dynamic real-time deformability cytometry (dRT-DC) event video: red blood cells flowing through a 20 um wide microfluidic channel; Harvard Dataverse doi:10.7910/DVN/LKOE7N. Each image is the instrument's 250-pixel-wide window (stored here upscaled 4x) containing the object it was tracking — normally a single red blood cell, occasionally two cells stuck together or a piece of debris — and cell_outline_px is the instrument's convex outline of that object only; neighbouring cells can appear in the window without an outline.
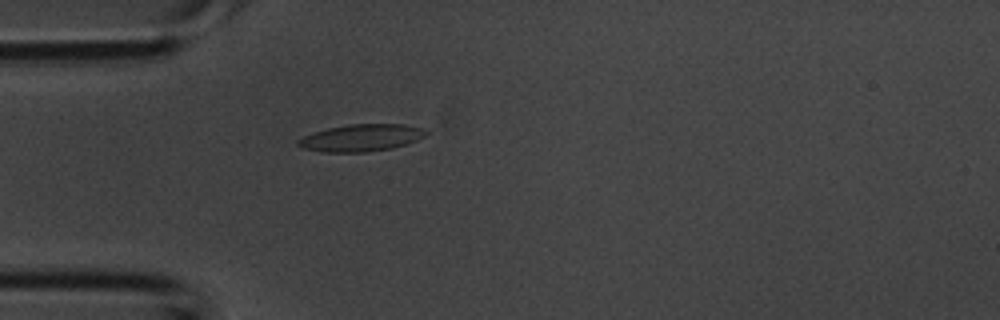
{"species": "common noctule bat (a hibernating species)", "species_latin": "Nyctalus noctula", "temperature_condition": "room temperature", "stored_images_in_passage": 1, "camera_frame_rate_fps": 3000, "um_per_image_px": 0.085, "animal": {"sex": "male", "body_mass_g": 20.1, "forearm_length_mm": 53.5}, "frame": {"image": 1, "passage_image": 1, "time_ms": 0.0, "image_size_px": [1000, 320], "cell_outline_px": [[428, 132], [424, 136], [416, 140], [392, 148], [364, 152], [320, 152], [300, 148], [296, 144], [296, 140], [304, 136], [328, 128], [348, 124], [404, 124], [424, 128]], "centroid_in_image_um": [30.66, 11.71], "position_along_channel_um": 54.3, "area_um2": 20.17}}